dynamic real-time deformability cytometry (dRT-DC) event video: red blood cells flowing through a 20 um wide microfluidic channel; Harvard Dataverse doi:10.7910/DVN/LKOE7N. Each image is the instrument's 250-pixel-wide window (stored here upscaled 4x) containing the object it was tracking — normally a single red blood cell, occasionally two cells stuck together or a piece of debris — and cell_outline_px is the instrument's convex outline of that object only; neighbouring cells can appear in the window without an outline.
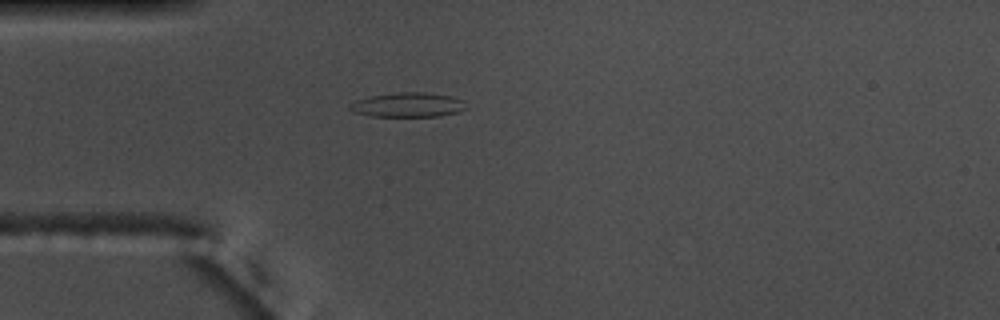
{"species": "common noctule bat (a hibernating species)", "species_latin": "Nyctalus noctula", "temperature_condition": "warm", "stored_images_in_passage": 40, "camera_frame_rate_fps": 3000, "um_per_image_px": 0.085, "animal": {"sex": "male", "body_mass_g": 17.5, "forearm_length_mm": 52.3}, "frame": {"image": 1, "passage_image": 1, "time_ms": 0.0, "image_size_px": [1000, 320], "cell_outline_px": [[468, 108], [456, 112], [440, 116], [372, 116], [352, 112], [352, 104], [356, 100], [372, 96], [400, 92], [424, 92], [452, 96], [464, 100]], "centroid_in_image_um": [34.75, 8.91], "position_along_channel_um": 50.3, "area_um2": 16.42}}
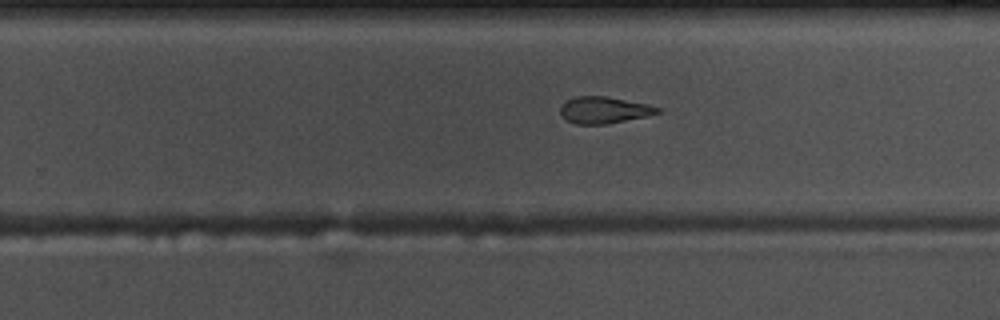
{"frame": {"image": 2, "passage_image": 20, "time_ms": 6.333, "image_size_px": [1000, 320], "cell_outline_px": [[664, 112], [608, 124], [576, 124], [564, 120], [560, 112], [560, 108], [568, 100], [576, 96], [608, 96], [648, 104], [660, 108]], "centroid_in_image_um": [51.36, 9.35], "position_along_channel_um": 278.4, "area_um2": 15.2}}
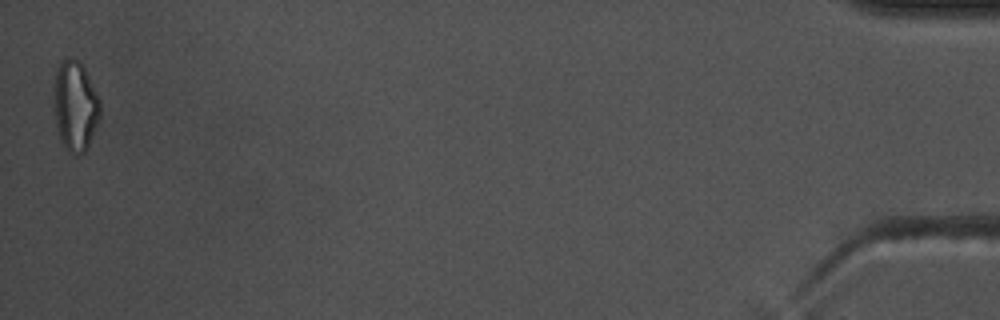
{"frame": {"image": 3, "passage_image": 40, "time_ms": 13.0, "image_size_px": [1000, 320], "cell_outline_px": [[100, 120], [84, 152], [76, 156], [68, 152], [60, 140], [56, 124], [52, 104], [52, 92], [56, 68], [68, 56], [76, 60], [84, 68], [100, 100]], "centroid_in_image_um": [6.36, 9.02], "position_along_channel_um": 428.8, "area_um2": 24.62}, "authors_computed_cell_mechanics": {"area_um2": 16.184, "velocity_mm_per_s": 3.7467, "shape_relaxation_time_tau1_ms": 6.7752, "shape_relaxation_time_tau2_ms": 3.9348, "deformation_change_tau1": 0.2126, "deformation_change_tau2": 0.1217}}